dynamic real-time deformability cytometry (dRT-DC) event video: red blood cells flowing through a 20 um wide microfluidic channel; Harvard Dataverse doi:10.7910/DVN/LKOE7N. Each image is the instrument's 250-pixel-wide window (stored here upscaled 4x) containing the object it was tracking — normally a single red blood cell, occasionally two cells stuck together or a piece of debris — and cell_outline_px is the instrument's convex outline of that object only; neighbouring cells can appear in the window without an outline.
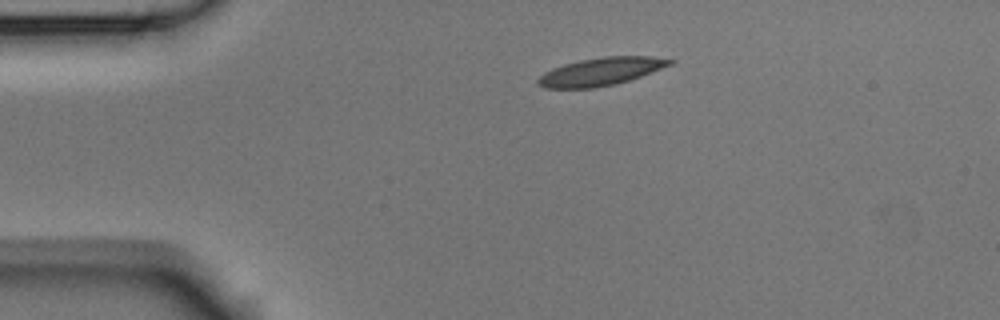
{"species": "Egyptian fruit bat (a non-hibernating species)", "species_latin": "Rousettus aegyptiacus", "temperature_condition": "room temperature", "stored_images_in_passage": 2, "camera_frame_rate_fps": 3000, "um_per_image_px": 0.085, "animal": {"sex": "male"}, "frame": {"image": 1, "passage_image": 1, "time_ms": 0.0, "image_size_px": [1000, 320], "cell_outline_px": [[676, 60], [672, 64], [640, 76], [616, 84], [592, 88], [544, 88], [536, 84], [536, 80], [544, 72], [552, 68], [564, 64], [580, 60], [604, 56], [652, 56]], "centroid_in_image_um": [51.04, 6.08], "position_along_channel_um": 34.0, "area_um2": 21.39}}